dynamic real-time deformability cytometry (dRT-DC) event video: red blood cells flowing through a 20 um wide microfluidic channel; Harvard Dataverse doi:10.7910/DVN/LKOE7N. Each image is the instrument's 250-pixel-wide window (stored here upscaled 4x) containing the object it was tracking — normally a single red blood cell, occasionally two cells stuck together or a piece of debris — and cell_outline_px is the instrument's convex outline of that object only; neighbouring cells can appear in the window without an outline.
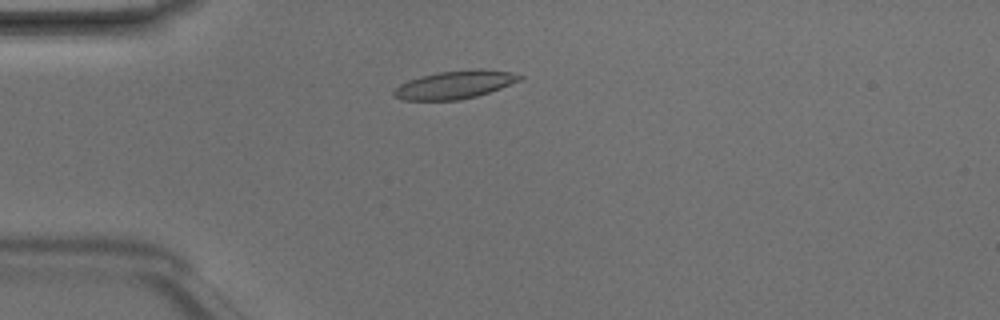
{"species": "Egyptian fruit bat (a non-hibernating species)", "species_latin": "Rousettus aegyptiacus", "temperature_condition": "room temperature", "stored_images_in_passage": 3, "camera_frame_rate_fps": 3000, "um_per_image_px": 0.085, "animal": {"sex": "male"}, "frame": {"image": 1, "passage_image": 3, "time_ms": 0.667, "image_size_px": [1000, 320], "cell_outline_px": [[524, 76], [520, 80], [500, 88], [476, 96], [460, 100], [400, 100], [392, 92], [400, 84], [408, 80], [420, 76], [440, 72], [476, 68], [480, 68], [508, 72]], "centroid_in_image_um": [38.64, 7.2], "position_along_channel_um": 46.4, "area_um2": 20.4}}